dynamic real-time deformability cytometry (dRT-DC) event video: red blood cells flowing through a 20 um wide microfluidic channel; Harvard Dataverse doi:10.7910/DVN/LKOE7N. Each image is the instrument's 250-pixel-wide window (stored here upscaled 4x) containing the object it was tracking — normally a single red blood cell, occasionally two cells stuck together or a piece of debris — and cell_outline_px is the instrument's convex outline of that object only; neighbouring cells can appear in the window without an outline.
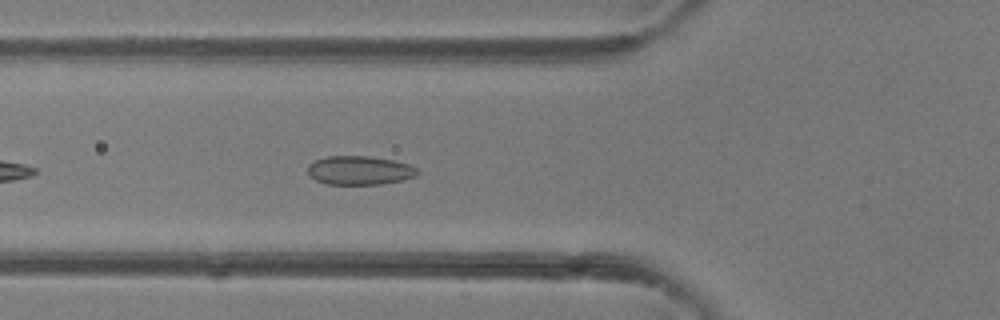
{"species": "common noctule bat (a hibernating species)", "species_latin": "Nyctalus noctula", "temperature_condition": "room temperature", "stored_images_in_passage": 12, "camera_frame_rate_fps": 3000, "um_per_image_px": 0.085, "animal": {"sex": "female"}, "frame": {"image": 1, "passage_image": 6, "time_ms": 1.667, "image_size_px": [1000, 320], "cell_outline_px": [[420, 172], [416, 176], [400, 180], [380, 184], [328, 184], [316, 180], [308, 176], [308, 164], [316, 160], [328, 156], [372, 156], [392, 160], [408, 164], [416, 168]], "centroid_in_image_um": [30.55, 14.47], "position_along_channel_um": 95.3, "area_um2": 18.38}}
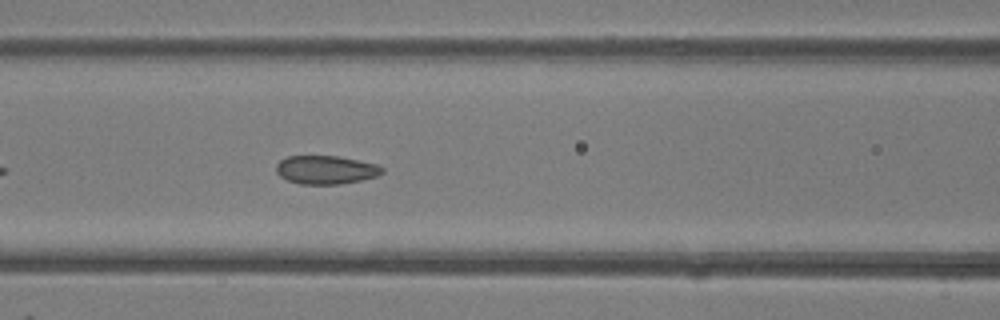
{"frame": {"image": 2, "passage_image": 9, "time_ms": 2.667, "image_size_px": [1000, 320], "cell_outline_px": [[384, 172], [376, 176], [360, 180], [340, 184], [300, 184], [288, 180], [280, 176], [276, 172], [276, 164], [280, 160], [288, 156], [340, 156], [376, 164], [384, 168]], "centroid_in_image_um": [27.69, 14.43], "position_along_channel_um": 138.9, "area_um2": 17.57}}